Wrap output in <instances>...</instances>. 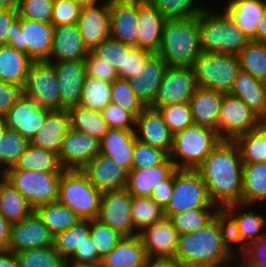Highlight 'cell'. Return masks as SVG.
I'll use <instances>...</instances> for the list:
<instances>
[{"label": "cell", "instance_id": "03108f58", "mask_svg": "<svg viewBox=\"0 0 266 267\" xmlns=\"http://www.w3.org/2000/svg\"><path fill=\"white\" fill-rule=\"evenodd\" d=\"M174 187V172L164 181H160L154 186L151 198L163 209L170 201Z\"/></svg>", "mask_w": 266, "mask_h": 267}, {"label": "cell", "instance_id": "5b68a950", "mask_svg": "<svg viewBox=\"0 0 266 267\" xmlns=\"http://www.w3.org/2000/svg\"><path fill=\"white\" fill-rule=\"evenodd\" d=\"M221 141L216 130L193 124L173 135L169 158L176 169L196 170Z\"/></svg>", "mask_w": 266, "mask_h": 267}, {"label": "cell", "instance_id": "9f6ffc18", "mask_svg": "<svg viewBox=\"0 0 266 267\" xmlns=\"http://www.w3.org/2000/svg\"><path fill=\"white\" fill-rule=\"evenodd\" d=\"M54 0H21L17 10L18 16L51 23Z\"/></svg>", "mask_w": 266, "mask_h": 267}, {"label": "cell", "instance_id": "db71d44e", "mask_svg": "<svg viewBox=\"0 0 266 267\" xmlns=\"http://www.w3.org/2000/svg\"><path fill=\"white\" fill-rule=\"evenodd\" d=\"M158 111L173 135L194 124L190 103L167 105L160 107Z\"/></svg>", "mask_w": 266, "mask_h": 267}, {"label": "cell", "instance_id": "816d5d0a", "mask_svg": "<svg viewBox=\"0 0 266 267\" xmlns=\"http://www.w3.org/2000/svg\"><path fill=\"white\" fill-rule=\"evenodd\" d=\"M132 48V46L108 37L91 51L105 62L112 64L116 71L119 72L124 67L125 53H129Z\"/></svg>", "mask_w": 266, "mask_h": 267}, {"label": "cell", "instance_id": "6da1fadb", "mask_svg": "<svg viewBox=\"0 0 266 267\" xmlns=\"http://www.w3.org/2000/svg\"><path fill=\"white\" fill-rule=\"evenodd\" d=\"M243 162L233 140H222L196 169L205 182L208 196L220 210L242 203Z\"/></svg>", "mask_w": 266, "mask_h": 267}, {"label": "cell", "instance_id": "cb8c5ba5", "mask_svg": "<svg viewBox=\"0 0 266 267\" xmlns=\"http://www.w3.org/2000/svg\"><path fill=\"white\" fill-rule=\"evenodd\" d=\"M82 171L89 182L102 192L124 189L127 186L129 172L100 152Z\"/></svg>", "mask_w": 266, "mask_h": 267}, {"label": "cell", "instance_id": "5bb4252c", "mask_svg": "<svg viewBox=\"0 0 266 267\" xmlns=\"http://www.w3.org/2000/svg\"><path fill=\"white\" fill-rule=\"evenodd\" d=\"M197 87L192 67L169 66L150 108L189 103Z\"/></svg>", "mask_w": 266, "mask_h": 267}, {"label": "cell", "instance_id": "bcb514c9", "mask_svg": "<svg viewBox=\"0 0 266 267\" xmlns=\"http://www.w3.org/2000/svg\"><path fill=\"white\" fill-rule=\"evenodd\" d=\"M29 143V140L17 131L7 128L2 139H0V175L16 164L20 156L26 151Z\"/></svg>", "mask_w": 266, "mask_h": 267}, {"label": "cell", "instance_id": "836d02e7", "mask_svg": "<svg viewBox=\"0 0 266 267\" xmlns=\"http://www.w3.org/2000/svg\"><path fill=\"white\" fill-rule=\"evenodd\" d=\"M224 5L223 10L251 40L256 34L266 0H233Z\"/></svg>", "mask_w": 266, "mask_h": 267}, {"label": "cell", "instance_id": "4316f807", "mask_svg": "<svg viewBox=\"0 0 266 267\" xmlns=\"http://www.w3.org/2000/svg\"><path fill=\"white\" fill-rule=\"evenodd\" d=\"M89 52L77 24L54 28L53 47L49 62L83 60Z\"/></svg>", "mask_w": 266, "mask_h": 267}, {"label": "cell", "instance_id": "d6986e66", "mask_svg": "<svg viewBox=\"0 0 266 267\" xmlns=\"http://www.w3.org/2000/svg\"><path fill=\"white\" fill-rule=\"evenodd\" d=\"M168 67L157 53H152L129 78L133 92L145 107L152 105Z\"/></svg>", "mask_w": 266, "mask_h": 267}, {"label": "cell", "instance_id": "681fc988", "mask_svg": "<svg viewBox=\"0 0 266 267\" xmlns=\"http://www.w3.org/2000/svg\"><path fill=\"white\" fill-rule=\"evenodd\" d=\"M195 1L200 0H148L147 2L168 19L197 17L207 8Z\"/></svg>", "mask_w": 266, "mask_h": 267}, {"label": "cell", "instance_id": "ffe728a7", "mask_svg": "<svg viewBox=\"0 0 266 267\" xmlns=\"http://www.w3.org/2000/svg\"><path fill=\"white\" fill-rule=\"evenodd\" d=\"M146 255L174 260L179 233L169 217L156 221L138 233Z\"/></svg>", "mask_w": 266, "mask_h": 267}, {"label": "cell", "instance_id": "ab89813d", "mask_svg": "<svg viewBox=\"0 0 266 267\" xmlns=\"http://www.w3.org/2000/svg\"><path fill=\"white\" fill-rule=\"evenodd\" d=\"M71 128L100 141L111 129L98 111L77 105L68 110Z\"/></svg>", "mask_w": 266, "mask_h": 267}, {"label": "cell", "instance_id": "1f68e13d", "mask_svg": "<svg viewBox=\"0 0 266 267\" xmlns=\"http://www.w3.org/2000/svg\"><path fill=\"white\" fill-rule=\"evenodd\" d=\"M176 170L168 158L163 164L150 168L131 169L126 189L132 196L150 197L155 185L166 180Z\"/></svg>", "mask_w": 266, "mask_h": 267}, {"label": "cell", "instance_id": "b9f144b4", "mask_svg": "<svg viewBox=\"0 0 266 267\" xmlns=\"http://www.w3.org/2000/svg\"><path fill=\"white\" fill-rule=\"evenodd\" d=\"M237 57L241 70L266 83V43L251 40Z\"/></svg>", "mask_w": 266, "mask_h": 267}, {"label": "cell", "instance_id": "8d00e7d4", "mask_svg": "<svg viewBox=\"0 0 266 267\" xmlns=\"http://www.w3.org/2000/svg\"><path fill=\"white\" fill-rule=\"evenodd\" d=\"M7 170L63 172L64 169L60 164L57 153L29 143L26 151L20 156L16 164Z\"/></svg>", "mask_w": 266, "mask_h": 267}, {"label": "cell", "instance_id": "09005b40", "mask_svg": "<svg viewBox=\"0 0 266 267\" xmlns=\"http://www.w3.org/2000/svg\"><path fill=\"white\" fill-rule=\"evenodd\" d=\"M264 162H266V142H265V157H264Z\"/></svg>", "mask_w": 266, "mask_h": 267}, {"label": "cell", "instance_id": "a7ac6f4b", "mask_svg": "<svg viewBox=\"0 0 266 267\" xmlns=\"http://www.w3.org/2000/svg\"><path fill=\"white\" fill-rule=\"evenodd\" d=\"M11 223L0 213V250L8 249Z\"/></svg>", "mask_w": 266, "mask_h": 267}, {"label": "cell", "instance_id": "e0dca14e", "mask_svg": "<svg viewBox=\"0 0 266 267\" xmlns=\"http://www.w3.org/2000/svg\"><path fill=\"white\" fill-rule=\"evenodd\" d=\"M50 111L22 94L3 117L8 129L17 131L30 141L40 130Z\"/></svg>", "mask_w": 266, "mask_h": 267}, {"label": "cell", "instance_id": "9a60e30c", "mask_svg": "<svg viewBox=\"0 0 266 267\" xmlns=\"http://www.w3.org/2000/svg\"><path fill=\"white\" fill-rule=\"evenodd\" d=\"M132 195L126 188L105 191L102 194L98 220L123 237H131L138 233L131 220Z\"/></svg>", "mask_w": 266, "mask_h": 267}, {"label": "cell", "instance_id": "2644e50d", "mask_svg": "<svg viewBox=\"0 0 266 267\" xmlns=\"http://www.w3.org/2000/svg\"><path fill=\"white\" fill-rule=\"evenodd\" d=\"M143 267H178L176 262L169 258L147 256Z\"/></svg>", "mask_w": 266, "mask_h": 267}, {"label": "cell", "instance_id": "ee69618b", "mask_svg": "<svg viewBox=\"0 0 266 267\" xmlns=\"http://www.w3.org/2000/svg\"><path fill=\"white\" fill-rule=\"evenodd\" d=\"M111 85L86 75L78 105L100 112L111 102Z\"/></svg>", "mask_w": 266, "mask_h": 267}, {"label": "cell", "instance_id": "603a6c76", "mask_svg": "<svg viewBox=\"0 0 266 267\" xmlns=\"http://www.w3.org/2000/svg\"><path fill=\"white\" fill-rule=\"evenodd\" d=\"M110 37L137 47L138 0H109Z\"/></svg>", "mask_w": 266, "mask_h": 267}, {"label": "cell", "instance_id": "7402d4cb", "mask_svg": "<svg viewBox=\"0 0 266 267\" xmlns=\"http://www.w3.org/2000/svg\"><path fill=\"white\" fill-rule=\"evenodd\" d=\"M77 26L89 50L110 37L109 0L81 8Z\"/></svg>", "mask_w": 266, "mask_h": 267}, {"label": "cell", "instance_id": "7a4b0ae2", "mask_svg": "<svg viewBox=\"0 0 266 267\" xmlns=\"http://www.w3.org/2000/svg\"><path fill=\"white\" fill-rule=\"evenodd\" d=\"M235 253L229 223L221 210L204 227L179 235L174 261L178 267H220Z\"/></svg>", "mask_w": 266, "mask_h": 267}, {"label": "cell", "instance_id": "8fae6325", "mask_svg": "<svg viewBox=\"0 0 266 267\" xmlns=\"http://www.w3.org/2000/svg\"><path fill=\"white\" fill-rule=\"evenodd\" d=\"M22 89L40 107L60 110L59 83L51 62L33 61Z\"/></svg>", "mask_w": 266, "mask_h": 267}, {"label": "cell", "instance_id": "c3c4849f", "mask_svg": "<svg viewBox=\"0 0 266 267\" xmlns=\"http://www.w3.org/2000/svg\"><path fill=\"white\" fill-rule=\"evenodd\" d=\"M20 267H67L55 246L28 249L16 253Z\"/></svg>", "mask_w": 266, "mask_h": 267}, {"label": "cell", "instance_id": "e7e4bbea", "mask_svg": "<svg viewBox=\"0 0 266 267\" xmlns=\"http://www.w3.org/2000/svg\"><path fill=\"white\" fill-rule=\"evenodd\" d=\"M22 94L21 86L0 80V116H4Z\"/></svg>", "mask_w": 266, "mask_h": 267}, {"label": "cell", "instance_id": "7dc6e473", "mask_svg": "<svg viewBox=\"0 0 266 267\" xmlns=\"http://www.w3.org/2000/svg\"><path fill=\"white\" fill-rule=\"evenodd\" d=\"M221 210L219 208H201L172 214L169 219L179 235L191 233L208 224Z\"/></svg>", "mask_w": 266, "mask_h": 267}, {"label": "cell", "instance_id": "89a4df30", "mask_svg": "<svg viewBox=\"0 0 266 267\" xmlns=\"http://www.w3.org/2000/svg\"><path fill=\"white\" fill-rule=\"evenodd\" d=\"M0 267H20L16 253L8 249L0 250Z\"/></svg>", "mask_w": 266, "mask_h": 267}, {"label": "cell", "instance_id": "30bf717a", "mask_svg": "<svg viewBox=\"0 0 266 267\" xmlns=\"http://www.w3.org/2000/svg\"><path fill=\"white\" fill-rule=\"evenodd\" d=\"M201 208L218 207L211 202L200 173L197 170L176 169L172 196L164 209L165 216Z\"/></svg>", "mask_w": 266, "mask_h": 267}, {"label": "cell", "instance_id": "8992f818", "mask_svg": "<svg viewBox=\"0 0 266 267\" xmlns=\"http://www.w3.org/2000/svg\"><path fill=\"white\" fill-rule=\"evenodd\" d=\"M103 192L94 187L82 170H63L59 181L58 202L82 220L98 218Z\"/></svg>", "mask_w": 266, "mask_h": 267}, {"label": "cell", "instance_id": "753ad0ef", "mask_svg": "<svg viewBox=\"0 0 266 267\" xmlns=\"http://www.w3.org/2000/svg\"><path fill=\"white\" fill-rule=\"evenodd\" d=\"M235 263V264H234ZM220 267H252L249 262L237 252Z\"/></svg>", "mask_w": 266, "mask_h": 267}, {"label": "cell", "instance_id": "4dcf8cb0", "mask_svg": "<svg viewBox=\"0 0 266 267\" xmlns=\"http://www.w3.org/2000/svg\"><path fill=\"white\" fill-rule=\"evenodd\" d=\"M231 95L240 98L263 122H266V83L240 69Z\"/></svg>", "mask_w": 266, "mask_h": 267}, {"label": "cell", "instance_id": "2a66077c", "mask_svg": "<svg viewBox=\"0 0 266 267\" xmlns=\"http://www.w3.org/2000/svg\"><path fill=\"white\" fill-rule=\"evenodd\" d=\"M7 130V125L3 116H0V139H2L3 134Z\"/></svg>", "mask_w": 266, "mask_h": 267}, {"label": "cell", "instance_id": "2e32d148", "mask_svg": "<svg viewBox=\"0 0 266 267\" xmlns=\"http://www.w3.org/2000/svg\"><path fill=\"white\" fill-rule=\"evenodd\" d=\"M53 239L48 227L34 210L22 221L11 224L8 250L18 253L28 249L48 247L53 245Z\"/></svg>", "mask_w": 266, "mask_h": 267}, {"label": "cell", "instance_id": "f907efd6", "mask_svg": "<svg viewBox=\"0 0 266 267\" xmlns=\"http://www.w3.org/2000/svg\"><path fill=\"white\" fill-rule=\"evenodd\" d=\"M111 102L137 118L146 108L133 92L129 80L116 79L111 85Z\"/></svg>", "mask_w": 266, "mask_h": 267}, {"label": "cell", "instance_id": "7bdbcfd3", "mask_svg": "<svg viewBox=\"0 0 266 267\" xmlns=\"http://www.w3.org/2000/svg\"><path fill=\"white\" fill-rule=\"evenodd\" d=\"M164 217V209L151 197L132 196L131 220L137 233Z\"/></svg>", "mask_w": 266, "mask_h": 267}, {"label": "cell", "instance_id": "ba28073f", "mask_svg": "<svg viewBox=\"0 0 266 267\" xmlns=\"http://www.w3.org/2000/svg\"><path fill=\"white\" fill-rule=\"evenodd\" d=\"M192 69L198 87L229 93L241 68L237 55L202 52Z\"/></svg>", "mask_w": 266, "mask_h": 267}, {"label": "cell", "instance_id": "6125c7cd", "mask_svg": "<svg viewBox=\"0 0 266 267\" xmlns=\"http://www.w3.org/2000/svg\"><path fill=\"white\" fill-rule=\"evenodd\" d=\"M101 261L102 258L98 255V250L91 235H89L81 246L66 260V264H95L101 263Z\"/></svg>", "mask_w": 266, "mask_h": 267}, {"label": "cell", "instance_id": "e575fe53", "mask_svg": "<svg viewBox=\"0 0 266 267\" xmlns=\"http://www.w3.org/2000/svg\"><path fill=\"white\" fill-rule=\"evenodd\" d=\"M32 62L24 51L8 45L0 47V80L23 88Z\"/></svg>", "mask_w": 266, "mask_h": 267}, {"label": "cell", "instance_id": "f6af8a7d", "mask_svg": "<svg viewBox=\"0 0 266 267\" xmlns=\"http://www.w3.org/2000/svg\"><path fill=\"white\" fill-rule=\"evenodd\" d=\"M90 235V220H80L69 229L57 234L53 245L59 254L67 260Z\"/></svg>", "mask_w": 266, "mask_h": 267}, {"label": "cell", "instance_id": "8c879c8a", "mask_svg": "<svg viewBox=\"0 0 266 267\" xmlns=\"http://www.w3.org/2000/svg\"><path fill=\"white\" fill-rule=\"evenodd\" d=\"M260 19L261 20L256 29V34L251 40L255 42L266 43V6Z\"/></svg>", "mask_w": 266, "mask_h": 267}, {"label": "cell", "instance_id": "91938a15", "mask_svg": "<svg viewBox=\"0 0 266 267\" xmlns=\"http://www.w3.org/2000/svg\"><path fill=\"white\" fill-rule=\"evenodd\" d=\"M81 8L70 0H54L51 24L54 27L75 25L78 22Z\"/></svg>", "mask_w": 266, "mask_h": 267}, {"label": "cell", "instance_id": "ac0fdd59", "mask_svg": "<svg viewBox=\"0 0 266 267\" xmlns=\"http://www.w3.org/2000/svg\"><path fill=\"white\" fill-rule=\"evenodd\" d=\"M100 152V142L70 128L61 143L58 159L64 170H82Z\"/></svg>", "mask_w": 266, "mask_h": 267}, {"label": "cell", "instance_id": "11e5206c", "mask_svg": "<svg viewBox=\"0 0 266 267\" xmlns=\"http://www.w3.org/2000/svg\"><path fill=\"white\" fill-rule=\"evenodd\" d=\"M70 1L78 5L80 8H84L87 6L98 4L102 0H70Z\"/></svg>", "mask_w": 266, "mask_h": 267}, {"label": "cell", "instance_id": "d6a6232c", "mask_svg": "<svg viewBox=\"0 0 266 267\" xmlns=\"http://www.w3.org/2000/svg\"><path fill=\"white\" fill-rule=\"evenodd\" d=\"M147 258L139 235L122 237L117 245L102 258V267H143Z\"/></svg>", "mask_w": 266, "mask_h": 267}, {"label": "cell", "instance_id": "74e56055", "mask_svg": "<svg viewBox=\"0 0 266 267\" xmlns=\"http://www.w3.org/2000/svg\"><path fill=\"white\" fill-rule=\"evenodd\" d=\"M35 208L0 175V213L11 224L29 216Z\"/></svg>", "mask_w": 266, "mask_h": 267}, {"label": "cell", "instance_id": "60d3db41", "mask_svg": "<svg viewBox=\"0 0 266 267\" xmlns=\"http://www.w3.org/2000/svg\"><path fill=\"white\" fill-rule=\"evenodd\" d=\"M233 141L239 149L243 164L263 162L265 157L266 122H262L257 128L236 137Z\"/></svg>", "mask_w": 266, "mask_h": 267}, {"label": "cell", "instance_id": "f546056e", "mask_svg": "<svg viewBox=\"0 0 266 267\" xmlns=\"http://www.w3.org/2000/svg\"><path fill=\"white\" fill-rule=\"evenodd\" d=\"M223 96V92L197 87L189 102L193 123L218 132V118Z\"/></svg>", "mask_w": 266, "mask_h": 267}, {"label": "cell", "instance_id": "7c38bea8", "mask_svg": "<svg viewBox=\"0 0 266 267\" xmlns=\"http://www.w3.org/2000/svg\"><path fill=\"white\" fill-rule=\"evenodd\" d=\"M262 122L240 98L224 93L218 118V134L222 140H234Z\"/></svg>", "mask_w": 266, "mask_h": 267}, {"label": "cell", "instance_id": "6f0895ef", "mask_svg": "<svg viewBox=\"0 0 266 267\" xmlns=\"http://www.w3.org/2000/svg\"><path fill=\"white\" fill-rule=\"evenodd\" d=\"M87 76L101 81L112 83L118 79V72L112 64L97 57L91 50L85 58Z\"/></svg>", "mask_w": 266, "mask_h": 267}, {"label": "cell", "instance_id": "f1b7e54d", "mask_svg": "<svg viewBox=\"0 0 266 267\" xmlns=\"http://www.w3.org/2000/svg\"><path fill=\"white\" fill-rule=\"evenodd\" d=\"M135 130L110 129L99 141L100 153L110 157L128 172L132 169Z\"/></svg>", "mask_w": 266, "mask_h": 267}, {"label": "cell", "instance_id": "52a82bcc", "mask_svg": "<svg viewBox=\"0 0 266 267\" xmlns=\"http://www.w3.org/2000/svg\"><path fill=\"white\" fill-rule=\"evenodd\" d=\"M54 28L51 23L18 16L7 32V45L24 51L33 61H49Z\"/></svg>", "mask_w": 266, "mask_h": 267}, {"label": "cell", "instance_id": "277c9868", "mask_svg": "<svg viewBox=\"0 0 266 267\" xmlns=\"http://www.w3.org/2000/svg\"><path fill=\"white\" fill-rule=\"evenodd\" d=\"M211 7L198 15L202 52L237 55L251 40L224 11Z\"/></svg>", "mask_w": 266, "mask_h": 267}, {"label": "cell", "instance_id": "9c48e42d", "mask_svg": "<svg viewBox=\"0 0 266 267\" xmlns=\"http://www.w3.org/2000/svg\"><path fill=\"white\" fill-rule=\"evenodd\" d=\"M61 174L62 172L6 170L1 176L36 208L58 201Z\"/></svg>", "mask_w": 266, "mask_h": 267}, {"label": "cell", "instance_id": "4fadbf2b", "mask_svg": "<svg viewBox=\"0 0 266 267\" xmlns=\"http://www.w3.org/2000/svg\"><path fill=\"white\" fill-rule=\"evenodd\" d=\"M251 206L238 203L222 210L229 223L231 246L237 253L266 230L265 214L252 211Z\"/></svg>", "mask_w": 266, "mask_h": 267}, {"label": "cell", "instance_id": "be15d7a7", "mask_svg": "<svg viewBox=\"0 0 266 267\" xmlns=\"http://www.w3.org/2000/svg\"><path fill=\"white\" fill-rule=\"evenodd\" d=\"M151 54L149 50L133 47L125 53L124 67L118 72V78L129 80Z\"/></svg>", "mask_w": 266, "mask_h": 267}, {"label": "cell", "instance_id": "003e7915", "mask_svg": "<svg viewBox=\"0 0 266 267\" xmlns=\"http://www.w3.org/2000/svg\"><path fill=\"white\" fill-rule=\"evenodd\" d=\"M18 18L17 8L0 9V47L7 45V32L11 24Z\"/></svg>", "mask_w": 266, "mask_h": 267}, {"label": "cell", "instance_id": "11a10c76", "mask_svg": "<svg viewBox=\"0 0 266 267\" xmlns=\"http://www.w3.org/2000/svg\"><path fill=\"white\" fill-rule=\"evenodd\" d=\"M168 158L169 154L166 151L136 140L132 169L150 168L163 164Z\"/></svg>", "mask_w": 266, "mask_h": 267}, {"label": "cell", "instance_id": "680465c9", "mask_svg": "<svg viewBox=\"0 0 266 267\" xmlns=\"http://www.w3.org/2000/svg\"><path fill=\"white\" fill-rule=\"evenodd\" d=\"M100 113L111 129L135 130V117L112 102Z\"/></svg>", "mask_w": 266, "mask_h": 267}, {"label": "cell", "instance_id": "3957f363", "mask_svg": "<svg viewBox=\"0 0 266 267\" xmlns=\"http://www.w3.org/2000/svg\"><path fill=\"white\" fill-rule=\"evenodd\" d=\"M201 53L198 16L168 18L157 54L169 66L192 67Z\"/></svg>", "mask_w": 266, "mask_h": 267}, {"label": "cell", "instance_id": "44dd1931", "mask_svg": "<svg viewBox=\"0 0 266 267\" xmlns=\"http://www.w3.org/2000/svg\"><path fill=\"white\" fill-rule=\"evenodd\" d=\"M54 65L60 89V110H69L80 103L86 78L85 59L51 62Z\"/></svg>", "mask_w": 266, "mask_h": 267}, {"label": "cell", "instance_id": "f5cc1de1", "mask_svg": "<svg viewBox=\"0 0 266 267\" xmlns=\"http://www.w3.org/2000/svg\"><path fill=\"white\" fill-rule=\"evenodd\" d=\"M90 235L101 258L105 257L123 237L97 218L90 220Z\"/></svg>", "mask_w": 266, "mask_h": 267}, {"label": "cell", "instance_id": "f35d334b", "mask_svg": "<svg viewBox=\"0 0 266 267\" xmlns=\"http://www.w3.org/2000/svg\"><path fill=\"white\" fill-rule=\"evenodd\" d=\"M35 211L53 237L82 220L74 211L58 201L39 205Z\"/></svg>", "mask_w": 266, "mask_h": 267}, {"label": "cell", "instance_id": "d590c367", "mask_svg": "<svg viewBox=\"0 0 266 267\" xmlns=\"http://www.w3.org/2000/svg\"><path fill=\"white\" fill-rule=\"evenodd\" d=\"M242 203L260 206L266 201V162L243 165Z\"/></svg>", "mask_w": 266, "mask_h": 267}, {"label": "cell", "instance_id": "d4e9b609", "mask_svg": "<svg viewBox=\"0 0 266 267\" xmlns=\"http://www.w3.org/2000/svg\"><path fill=\"white\" fill-rule=\"evenodd\" d=\"M135 135L137 140L170 154L173 145V134L158 110L146 107L135 118Z\"/></svg>", "mask_w": 266, "mask_h": 267}, {"label": "cell", "instance_id": "b9fcfbb0", "mask_svg": "<svg viewBox=\"0 0 266 267\" xmlns=\"http://www.w3.org/2000/svg\"><path fill=\"white\" fill-rule=\"evenodd\" d=\"M67 267H102L101 263L95 264H67Z\"/></svg>", "mask_w": 266, "mask_h": 267}, {"label": "cell", "instance_id": "83f0119b", "mask_svg": "<svg viewBox=\"0 0 266 267\" xmlns=\"http://www.w3.org/2000/svg\"><path fill=\"white\" fill-rule=\"evenodd\" d=\"M71 128L68 110H51L40 130L29 141L35 146L59 153L61 143Z\"/></svg>", "mask_w": 266, "mask_h": 267}, {"label": "cell", "instance_id": "94428289", "mask_svg": "<svg viewBox=\"0 0 266 267\" xmlns=\"http://www.w3.org/2000/svg\"><path fill=\"white\" fill-rule=\"evenodd\" d=\"M252 267H266V230L238 252Z\"/></svg>", "mask_w": 266, "mask_h": 267}, {"label": "cell", "instance_id": "34e18365", "mask_svg": "<svg viewBox=\"0 0 266 267\" xmlns=\"http://www.w3.org/2000/svg\"><path fill=\"white\" fill-rule=\"evenodd\" d=\"M21 0H0V9L17 8Z\"/></svg>", "mask_w": 266, "mask_h": 267}, {"label": "cell", "instance_id": "484cf974", "mask_svg": "<svg viewBox=\"0 0 266 267\" xmlns=\"http://www.w3.org/2000/svg\"><path fill=\"white\" fill-rule=\"evenodd\" d=\"M166 20L167 18L149 2L138 0L137 48L157 53L160 50Z\"/></svg>", "mask_w": 266, "mask_h": 267}]
</instances>
